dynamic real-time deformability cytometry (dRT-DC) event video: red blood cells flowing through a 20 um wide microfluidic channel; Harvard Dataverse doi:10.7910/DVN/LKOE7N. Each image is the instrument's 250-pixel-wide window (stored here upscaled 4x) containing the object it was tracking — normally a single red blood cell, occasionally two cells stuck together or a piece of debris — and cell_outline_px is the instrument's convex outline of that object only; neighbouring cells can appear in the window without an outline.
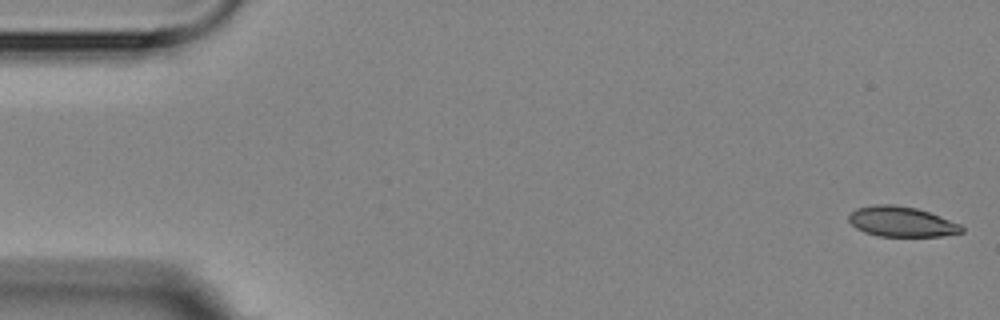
{"species": "Egyptian fruit bat (a non-hibernating species)", "species_latin": "Rousettus aegyptiacus", "temperature_condition": "room temperature", "stored_images_in_passage": 5, "camera_frame_rate_fps": 3000, "um_per_image_px": 0.085, "animal": {"sex": "female"}, "frame": {"image": 1, "passage_image": 1, "time_ms": 0.0, "image_size_px": [1000, 320], "cell_outline_px": [[964, 232], [940, 236], [880, 236], [864, 232], [856, 228], [848, 220], [848, 216], [856, 208], [872, 204], [892, 204], [916, 208], [940, 216], [960, 224], [964, 228]], "centroid_in_image_um": [76.61, 18.84], "position_along_channel_um": 8.4, "area_um2": 19.83}}
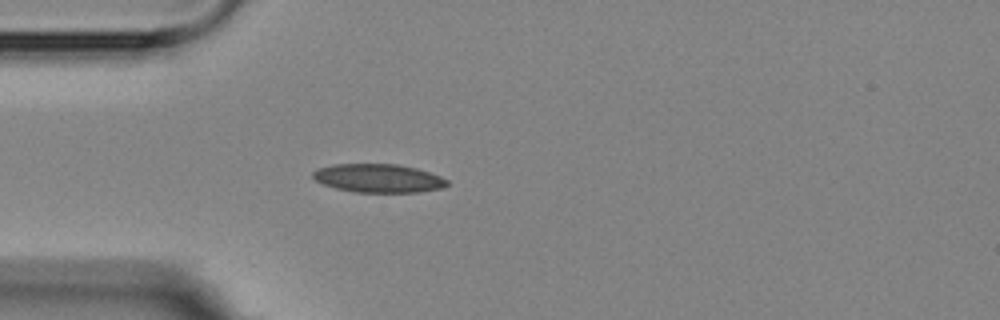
{"frame": {"image": 2, "passage_image": 5, "time_ms": 4.667, "image_size_px": [1000, 320], "cell_outline_px": [[448, 184], [440, 188], [420, 192], [356, 192], [336, 188], [324, 184], [316, 180], [312, 176], [312, 172], [316, 168], [332, 164], [396, 164], [416, 168], [440, 176], [448, 180]], "centroid_in_image_um": [32.13, 15.14], "position_along_channel_um": 52.9, "area_um2": 22.2}}